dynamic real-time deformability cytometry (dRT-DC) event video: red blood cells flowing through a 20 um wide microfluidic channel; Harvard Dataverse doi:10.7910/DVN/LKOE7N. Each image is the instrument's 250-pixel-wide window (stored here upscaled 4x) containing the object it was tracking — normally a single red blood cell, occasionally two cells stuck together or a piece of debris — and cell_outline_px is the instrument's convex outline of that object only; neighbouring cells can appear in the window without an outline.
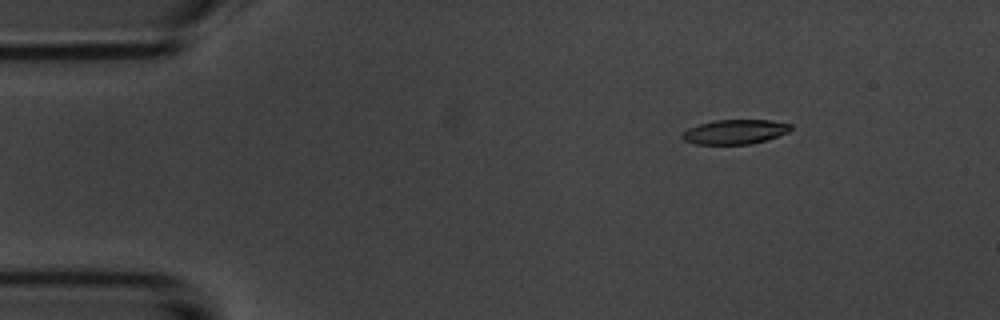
{"species": "common noctule bat (a hibernating species)", "species_latin": "Nyctalus noctula", "temperature_condition": "room temperature", "stored_images_in_passage": 4, "camera_frame_rate_fps": 3000, "um_per_image_px": 0.085, "animal": {"sex": "male", "body_mass_g": 20.1, "forearm_length_mm": 53.5}, "frame": {"image": 1, "passage_image": 1, "time_ms": 0.0, "image_size_px": [1000, 320], "cell_outline_px": [[792, 128], [788, 132], [764, 140], [748, 144], [696, 144], [684, 140], [680, 136], [688, 128], [700, 124], [716, 120], [772, 120], [792, 124]], "centroid_in_image_um": [62.47, 11.2], "position_along_channel_um": 22.5, "area_um2": 15.32}}
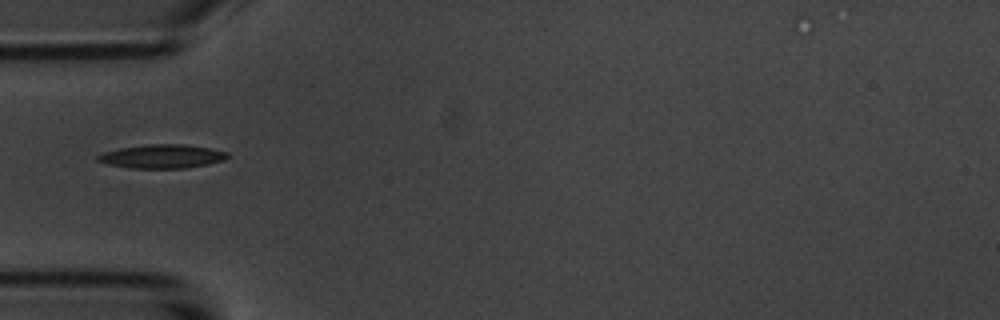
{"frame": {"image": 2, "passage_image": 4, "time_ms": 3.333, "image_size_px": [1000, 320], "cell_outline_px": [[228, 156], [224, 160], [208, 164], [188, 168], [132, 168], [108, 164], [96, 160], [96, 156], [104, 152], [120, 148], [152, 144], [184, 144], [208, 148], [228, 152]], "centroid_in_image_um": [13.78, 13.29], "position_along_channel_um": 71.2, "area_um2": 17.8}}